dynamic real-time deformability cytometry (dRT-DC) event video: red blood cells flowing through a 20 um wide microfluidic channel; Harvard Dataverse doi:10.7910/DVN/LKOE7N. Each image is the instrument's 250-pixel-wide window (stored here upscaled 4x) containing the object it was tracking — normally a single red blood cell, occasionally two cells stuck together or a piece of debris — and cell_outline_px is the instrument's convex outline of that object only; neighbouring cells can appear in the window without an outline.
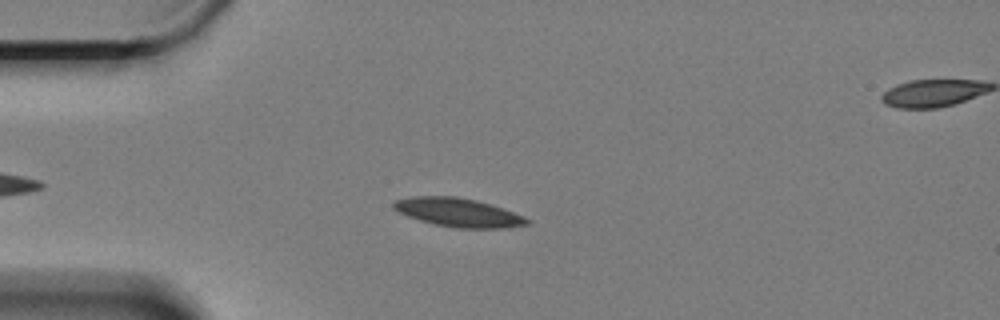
{"species": "Egyptian fruit bat (a non-hibernating species)", "species_latin": "Rousettus aegyptiacus", "temperature_condition": "cold", "stored_images_in_passage": 51, "camera_frame_rate_fps": 3000, "um_per_image_px": 0.085, "animal": {"sex": "female"}, "frame": {"image": 1, "passage_image": 10, "time_ms": 3.0, "image_size_px": [1000, 320], "cell_outline_px": [[532, 224], [508, 228], [456, 228], [436, 224], [420, 220], [408, 216], [392, 208], [392, 204], [396, 200], [416, 196], [456, 196], [476, 200], [492, 204], [504, 208], [524, 216], [532, 220]], "centroid_in_image_um": [39.04, 18.06], "position_along_channel_um": 46.0, "area_um2": 22.43}}
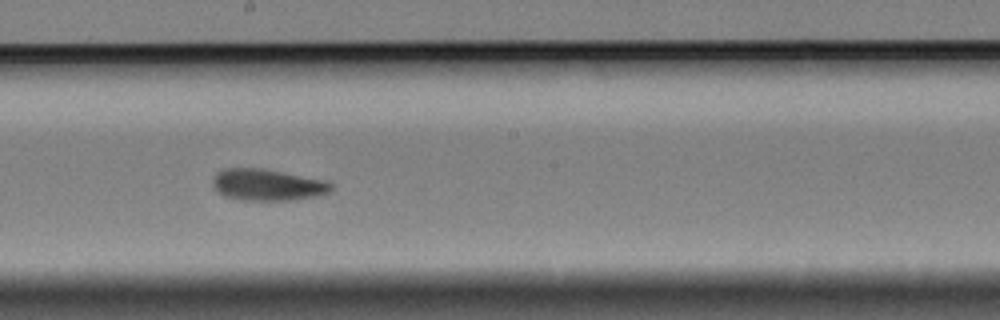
{"frame": {"image": 2, "passage_image": 28, "time_ms": 9.0, "image_size_px": [1000, 320], "cell_outline_px": [[332, 192], [324, 196], [296, 200], [240, 200], [224, 196], [216, 192], [212, 184], [212, 180], [216, 172], [224, 168], [264, 168], [324, 180], [332, 184]], "centroid_in_image_um": [22.75, 15.72], "position_along_channel_um": 225.5, "area_um2": 22.31}}
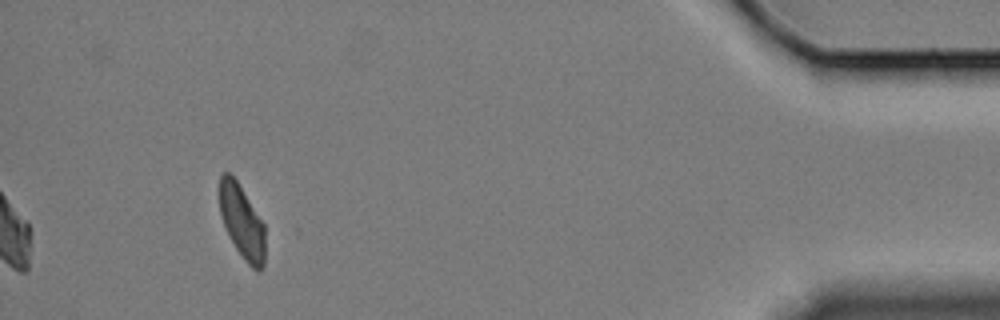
{"frame": {"image": 3, "passage_image": 51, "time_ms": 16.667, "image_size_px": [1000, 320], "cell_outline_px": [[264, 268], [260, 272], [256, 272], [244, 260], [228, 236], [220, 212], [220, 176], [224, 172], [228, 172], [236, 180], [264, 224]], "centroid_in_image_um": [20.57, 18.91], "position_along_channel_um": 414.6, "area_um2": 19.31}, "authors_computed_cell_mechanics": {"area_um2": 21.7328, "velocity_mm_per_s": 3.2683, "shape_relaxation_time_tau1_ms": 5.9039, "shape_relaxation_time_tau2_ms": 4.7198, "deformation_change_tau1": 0.1392, "deformation_change_tau2": 0.0911}}